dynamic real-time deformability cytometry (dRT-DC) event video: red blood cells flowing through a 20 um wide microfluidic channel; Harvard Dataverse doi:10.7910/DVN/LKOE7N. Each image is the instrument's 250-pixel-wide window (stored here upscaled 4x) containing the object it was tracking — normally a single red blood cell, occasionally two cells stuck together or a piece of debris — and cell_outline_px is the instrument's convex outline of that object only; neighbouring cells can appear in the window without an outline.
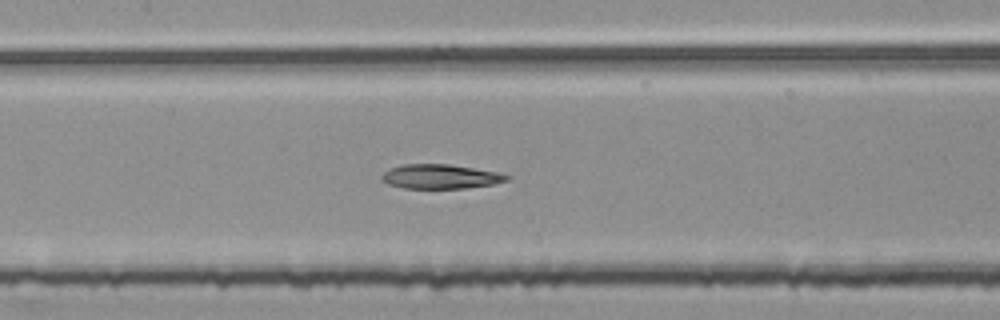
{"species": "common noctule bat (a hibernating species)", "species_latin": "Nyctalus noctula", "temperature_condition": "room temperature", "stored_images_in_passage": 53, "segment_of_instrument_passage": [2, 2], "camera_frame_rate_fps": 3000, "um_per_image_px": 0.085, "animal": {"sex": "female", "body_mass_g": 25.1}, "frame": {"image": 1, "passage_image": 25, "time_ms": 8.0, "image_size_px": [1000, 320], "cell_outline_px": [[512, 176], [508, 180], [492, 184], [468, 188], [404, 188], [388, 184], [380, 176], [384, 172], [392, 168], [404, 164], [448, 164], [500, 172]], "centroid_in_image_um": [37.48, 15.0], "position_along_channel_um": 169.9, "area_um2": 17.69}}
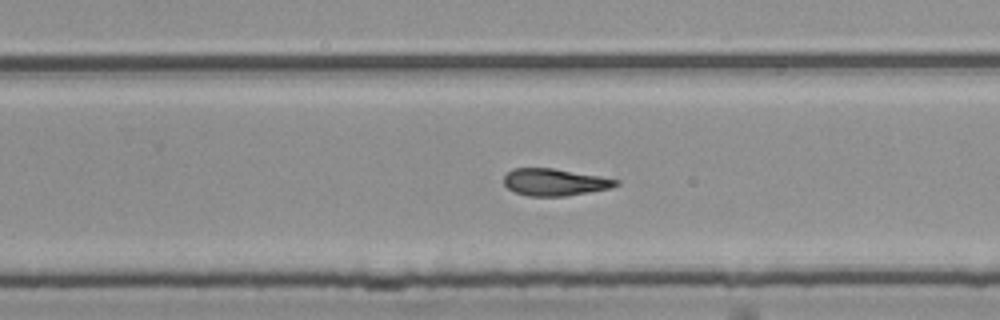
{"frame": {"image": 2, "passage_image": 34, "time_ms": 11.0, "image_size_px": [1000, 320], "cell_outline_px": [[620, 184], [608, 188], [588, 192], [564, 196], [528, 196], [516, 192], [508, 188], [504, 184], [504, 176], [512, 168], [552, 168], [600, 176], [620, 180]], "centroid_in_image_um": [47.13, 15.48], "position_along_channel_um": 282.7, "area_um2": 17.51}}
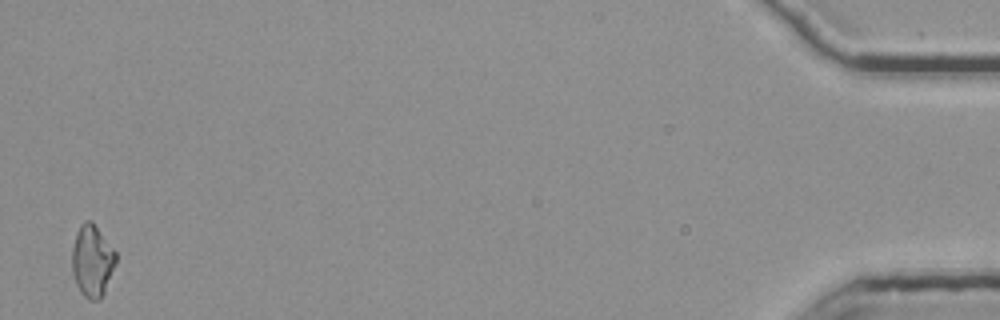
{"frame": {"image": 3, "passage_image": 53, "time_ms": 17.333, "image_size_px": [1000, 320], "cell_outline_px": [[116, 264], [104, 292], [100, 300], [88, 300], [80, 292], [76, 284], [72, 272], [72, 248], [76, 232], [80, 224], [84, 220], [92, 220], [116, 252]], "centroid_in_image_um": [7.83, 22.16], "position_along_channel_um": 427.4, "area_um2": 18.55}}